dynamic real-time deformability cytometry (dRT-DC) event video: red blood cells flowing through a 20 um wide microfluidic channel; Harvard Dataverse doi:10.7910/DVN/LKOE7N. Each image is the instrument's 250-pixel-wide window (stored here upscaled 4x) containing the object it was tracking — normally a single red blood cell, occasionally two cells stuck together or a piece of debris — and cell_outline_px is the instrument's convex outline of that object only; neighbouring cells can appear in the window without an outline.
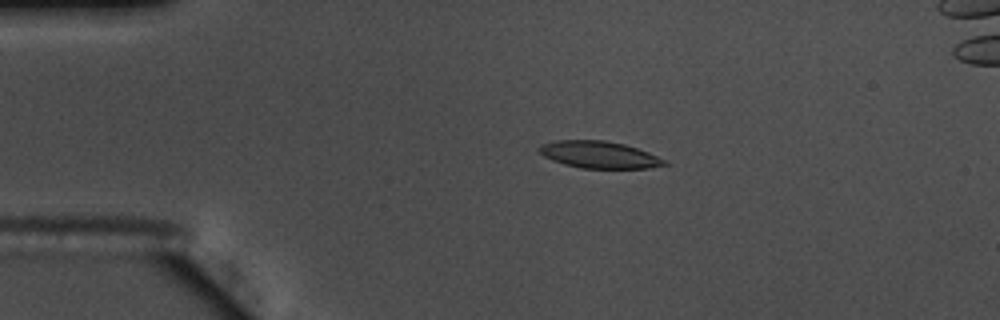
{"species": "common noctule bat (a hibernating species)", "species_latin": "Nyctalus noctula", "temperature_condition": "warm", "stored_images_in_passage": 55, "camera_frame_rate_fps": 3000, "um_per_image_px": 0.085, "animal": {"sex": "male", "body_mass_g": 17.5, "forearm_length_mm": 52.3}, "frame": {"image": 1, "passage_image": 11, "time_ms": 3.333, "image_size_px": [1000, 320], "cell_outline_px": [[668, 164], [648, 168], [580, 168], [564, 164], [552, 160], [544, 156], [536, 148], [540, 144], [556, 140], [604, 140], [624, 144], [648, 152], [664, 160]], "centroid_in_image_um": [50.87, 13.14], "position_along_channel_um": 34.1, "area_um2": 19.59}}
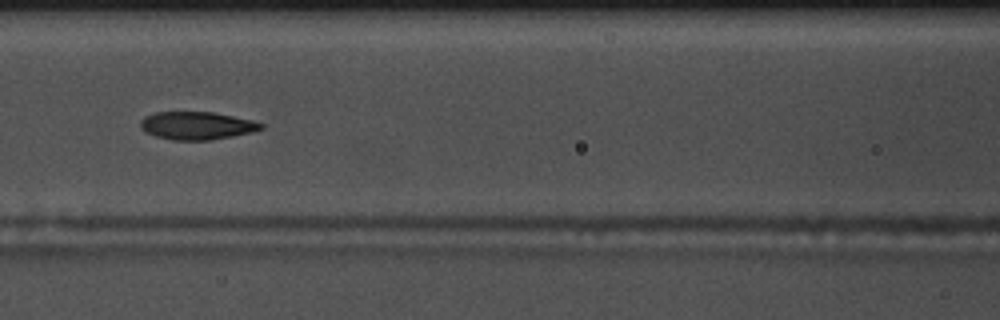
{"frame": {"image": 2, "passage_image": 24, "time_ms": 7.667, "image_size_px": [1000, 320], "cell_outline_px": [[264, 128], [252, 132], [232, 136], [208, 140], [172, 140], [156, 136], [140, 128], [140, 120], [144, 116], [156, 112], [212, 112], [252, 120], [264, 124]], "centroid_in_image_um": [16.72, 10.67], "position_along_channel_um": 149.9, "area_um2": 19.48}}
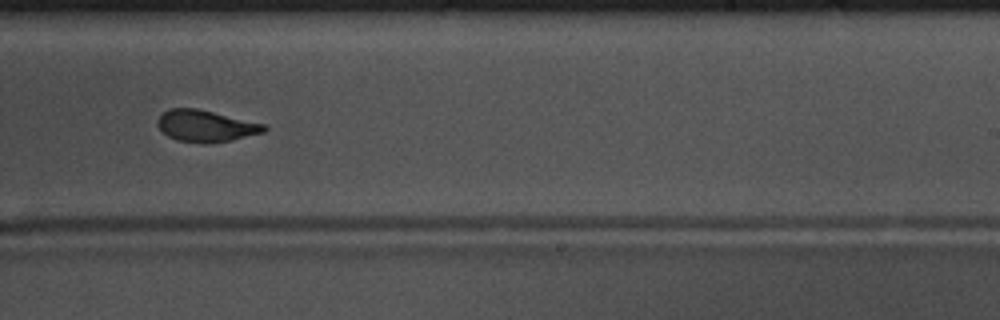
{"frame": {"image": 3, "passage_image": 34, "time_ms": 11.0, "image_size_px": [1000, 320], "cell_outline_px": [[268, 128], [264, 132], [232, 140], [208, 144], [200, 144], [176, 140], [168, 136], [156, 124], [156, 120], [168, 108], [196, 108], [268, 124]], "centroid_in_image_um": [17.52, 10.71], "position_along_channel_um": 271.5, "area_um2": 19.94}, "authors_computed_cell_mechanics": {"area_um2": 20.23, "velocity_mm_per_s": 3.6658, "shape_relaxation_time_tau1_ms": 6.1654, "shape_relaxation_time_tau2_ms": 1.8382, "deformation_change_tau1": 0.1804, "deformation_change_tau2": 0.085}}